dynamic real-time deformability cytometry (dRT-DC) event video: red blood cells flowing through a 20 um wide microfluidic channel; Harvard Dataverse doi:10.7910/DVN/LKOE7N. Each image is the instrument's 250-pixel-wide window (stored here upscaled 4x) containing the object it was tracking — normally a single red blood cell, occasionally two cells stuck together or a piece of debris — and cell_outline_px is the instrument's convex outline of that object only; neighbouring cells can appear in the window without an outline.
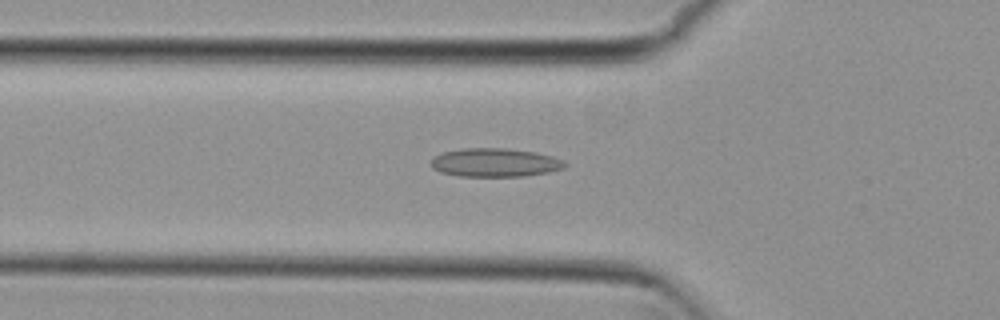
{"species": "common noctule bat (a hibernating species)", "species_latin": "Nyctalus noctula", "temperature_condition": "cold", "stored_images_in_passage": 49, "camera_frame_rate_fps": 3000, "um_per_image_px": 0.085, "animal": {"sex": "female", "body_mass_g": 29.2, "forearm_length_mm": 56.3}, "frame": {"image": 1, "passage_image": 14, "time_ms": 4.333, "image_size_px": [1000, 320], "cell_outline_px": [[568, 164], [564, 168], [548, 172], [524, 176], [460, 176], [440, 172], [432, 168], [432, 156], [444, 152], [464, 148], [504, 148], [536, 152], [552, 156], [564, 160]], "centroid_in_image_um": [42.09, 13.81], "position_along_channel_um": 83.7, "area_um2": 22.31}}
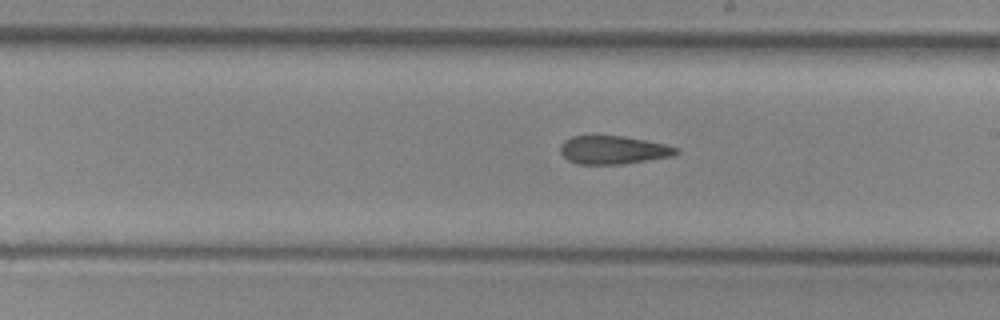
{"frame": {"image": 2, "passage_image": 26, "time_ms": 8.333, "image_size_px": [1000, 320], "cell_outline_px": [[680, 152], [672, 156], [620, 164], [576, 164], [568, 160], [560, 152], [560, 144], [564, 140], [572, 136], [624, 136], [664, 144], [680, 148]], "centroid_in_image_um": [52.11, 12.74], "position_along_channel_um": 236.9, "area_um2": 19.02}}
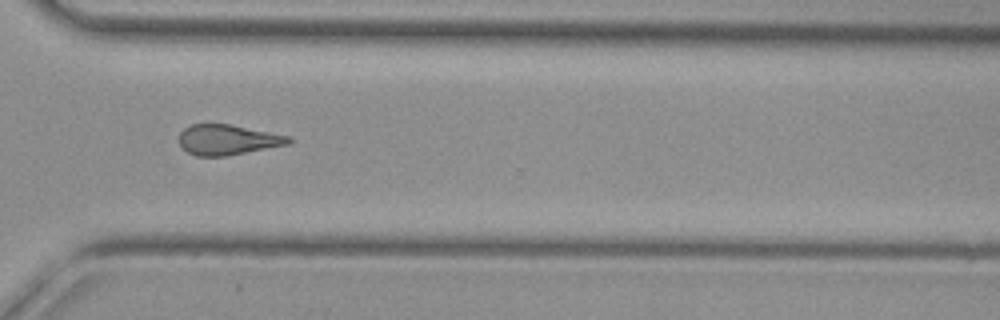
{"frame": {"image": 3, "passage_image": 35, "time_ms": 11.333, "image_size_px": [1000, 320], "cell_outline_px": [[292, 140], [288, 144], [224, 156], [196, 156], [188, 152], [180, 144], [180, 132], [184, 128], [192, 124], [232, 124], [292, 136]], "centroid_in_image_um": [19.37, 11.86], "position_along_channel_um": 351.2, "area_um2": 19.25}, "authors_computed_cell_mechanics": {"area_um2": 20.1144, "velocity_mm_per_s": 3.8142, "shape_relaxation_time_tau1_ms": null, "shape_relaxation_time_tau2_ms": 6.1809, "deformation_change_tau1": null, "deformation_change_tau2": 0.1884}}